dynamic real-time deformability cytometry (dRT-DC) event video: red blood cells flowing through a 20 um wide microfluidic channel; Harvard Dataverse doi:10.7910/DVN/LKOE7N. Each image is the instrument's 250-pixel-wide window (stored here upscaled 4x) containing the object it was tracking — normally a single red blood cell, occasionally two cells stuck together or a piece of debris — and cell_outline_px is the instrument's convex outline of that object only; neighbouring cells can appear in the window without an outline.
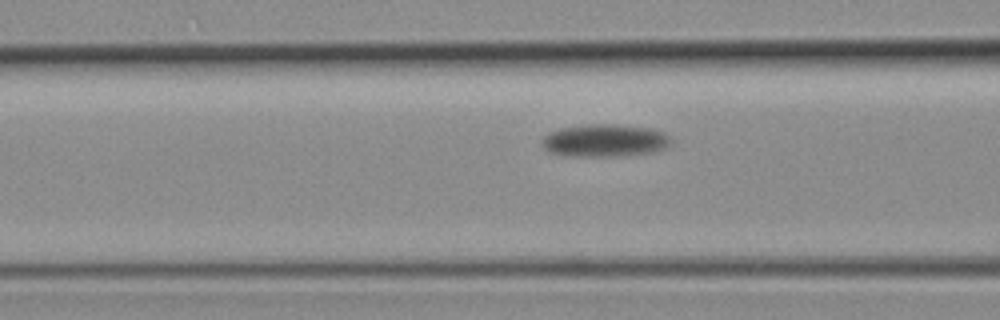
{"species": "common noctule bat (a hibernating species)", "species_latin": "Nyctalus noctula", "temperature_condition": "room temperature", "stored_images_in_passage": 3, "camera_frame_rate_fps": 3000, "um_per_image_px": 0.085, "animal": {"sex": "female", "body_mass_g": 19.3, "forearm_length_mm": 54.1}, "frame": {"image": 1, "passage_image": 3, "time_ms": 2.333, "image_size_px": [1000, 320], "cell_outline_px": [[672, 140], [664, 148], [652, 152], [600, 156], [592, 156], [548, 152], [540, 144], [544, 136], [548, 132], [560, 128], [584, 124], [616, 124], [652, 128], [664, 132]], "centroid_in_image_um": [51.38, 11.9], "position_along_channel_um": 115.2, "area_um2": 24.1}}